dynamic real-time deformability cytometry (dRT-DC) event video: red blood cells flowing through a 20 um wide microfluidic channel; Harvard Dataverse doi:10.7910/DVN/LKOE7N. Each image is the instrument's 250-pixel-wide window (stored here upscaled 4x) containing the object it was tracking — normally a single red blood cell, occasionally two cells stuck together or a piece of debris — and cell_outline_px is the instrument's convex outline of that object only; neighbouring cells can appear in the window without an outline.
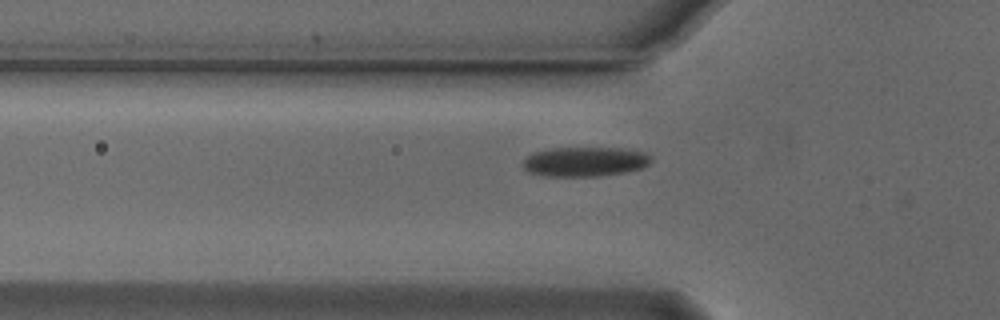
{"species": "Egyptian fruit bat (a non-hibernating species)", "species_latin": "Rousettus aegyptiacus", "temperature_condition": "cold", "stored_images_in_passage": 30, "camera_frame_rate_fps": 3000, "um_per_image_px": 0.085, "animal": {"sex": "male"}, "frame": {"image": 1, "passage_image": 3, "time_ms": 0.667, "image_size_px": [1000, 320], "cell_outline_px": [[652, 160], [648, 164], [640, 168], [624, 172], [600, 176], [544, 176], [528, 172], [524, 168], [524, 160], [532, 152], [548, 148], [620, 148], [648, 152], [652, 156]], "centroid_in_image_um": [49.73, 13.73], "position_along_channel_um": 76.1, "area_um2": 22.2}}
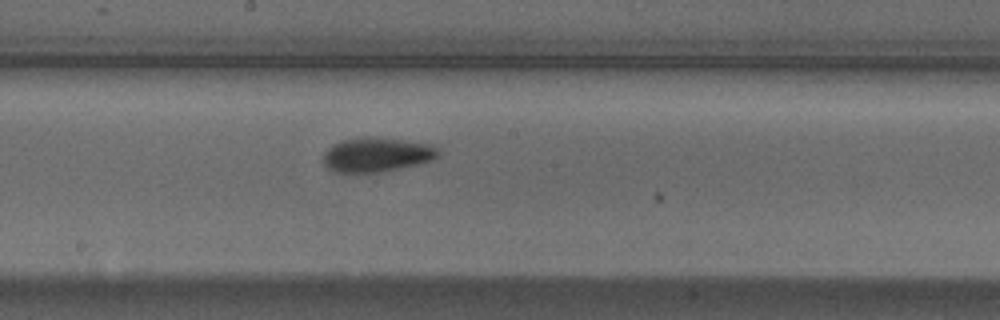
{"frame": {"image": 2, "passage_image": 14, "time_ms": 4.333, "image_size_px": [1000, 320], "cell_outline_px": [[440, 152], [436, 156], [428, 160], [416, 164], [376, 172], [332, 172], [324, 164], [324, 152], [332, 144], [340, 140], [360, 136], [376, 136], [432, 144]], "centroid_in_image_um": [31.95, 13.11], "position_along_channel_um": 216.2, "area_um2": 22.95}}
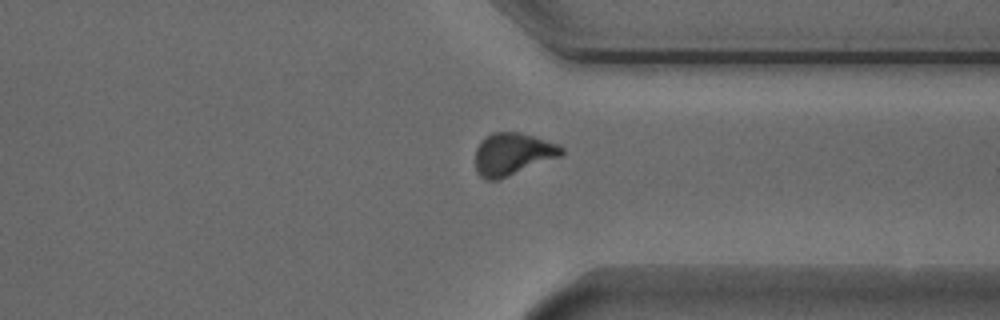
{"frame": {"image": 3, "passage_image": 26, "time_ms": 8.333, "image_size_px": [1000, 320], "cell_outline_px": [[564, 152], [560, 156], [500, 180], [484, 180], [476, 172], [476, 148], [480, 140], [492, 132], [520, 132], [560, 144], [564, 148]], "centroid_in_image_um": [43.56, 13.1], "position_along_channel_um": 367.8, "area_um2": 21.5}, "authors_computed_cell_mechanics": {"area_um2": 22.0218, "velocity_mm_per_s": 3.8177, "shape_relaxation_time_tau1_ms": 3.8744, "shape_relaxation_time_tau2_ms": 7.1514, "deformation_change_tau1": 0.1136, "deformation_change_tau2": 0.1065}}